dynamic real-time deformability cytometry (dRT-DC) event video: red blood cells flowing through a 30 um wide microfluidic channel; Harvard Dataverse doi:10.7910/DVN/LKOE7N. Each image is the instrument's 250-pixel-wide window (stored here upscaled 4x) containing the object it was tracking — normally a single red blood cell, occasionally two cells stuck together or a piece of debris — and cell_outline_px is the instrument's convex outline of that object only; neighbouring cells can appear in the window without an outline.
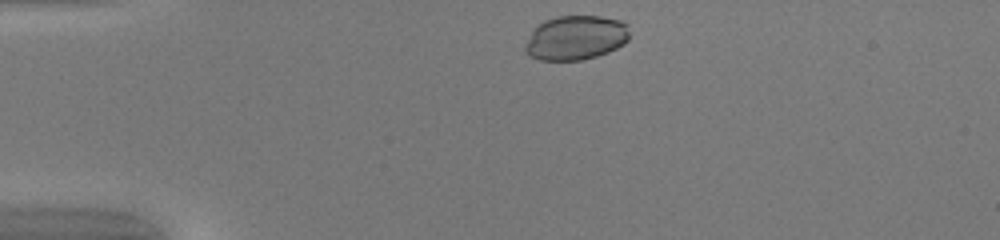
{"species": "common noctule bat (a hibernating species)", "species_latin": "Nyctalus noctula", "temperature_condition": "warm", "stored_images_in_passage": 36, "camera_frame_rate_fps": 3000, "um_per_image_px": 0.085, "animal": {"sex": "female", "body_mass_g": 20.0, "forearm_length_mm": 54.0}, "frame": {"image": 1, "passage_image": 2, "time_ms": 0.333, "image_size_px": [1000, 240], "cell_outline_px": [[628, 40], [624, 44], [608, 52], [596, 56], [580, 60], [540, 60], [532, 56], [524, 48], [524, 44], [532, 28], [544, 20], [556, 16], [600, 16], [620, 20], [628, 24]], "centroid_in_image_um": [48.92, 3.19], "position_along_channel_um": 36.1, "area_um2": 27.17}}
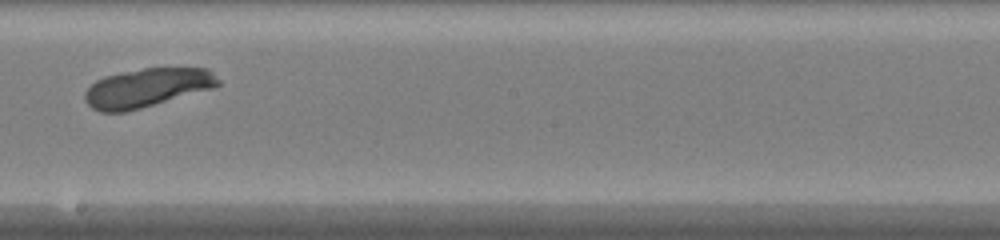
{"frame": {"image": 2, "passage_image": 20, "time_ms": 6.333, "image_size_px": [1000, 240], "cell_outline_px": [[220, 84], [212, 88], [140, 108], [124, 112], [100, 112], [92, 108], [84, 100], [84, 92], [96, 80], [104, 76], [144, 68], [208, 68], [220, 80]], "centroid_in_image_um": [12.47, 7.46], "position_along_channel_um": 235.7, "area_um2": 29.82}}
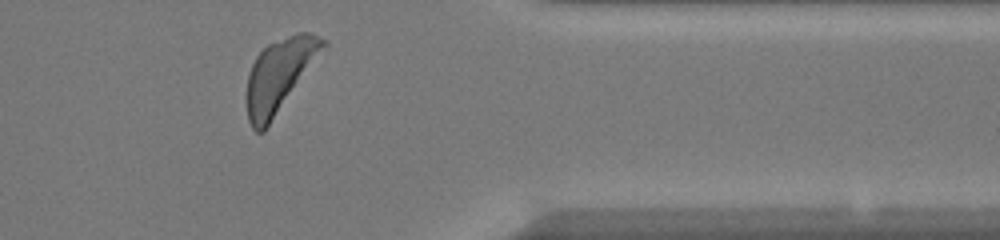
{"frame": {"image": 3, "passage_image": 32, "time_ms": 10.333, "image_size_px": [1000, 240], "cell_outline_px": [[328, 44], [264, 132], [256, 132], [252, 128], [248, 120], [248, 76], [252, 64], [256, 56], [268, 44], [288, 36], [300, 32], [312, 32], [328, 40]], "centroid_in_image_um": [23.78, 6.37], "position_along_channel_um": 387.6, "area_um2": 31.91}}